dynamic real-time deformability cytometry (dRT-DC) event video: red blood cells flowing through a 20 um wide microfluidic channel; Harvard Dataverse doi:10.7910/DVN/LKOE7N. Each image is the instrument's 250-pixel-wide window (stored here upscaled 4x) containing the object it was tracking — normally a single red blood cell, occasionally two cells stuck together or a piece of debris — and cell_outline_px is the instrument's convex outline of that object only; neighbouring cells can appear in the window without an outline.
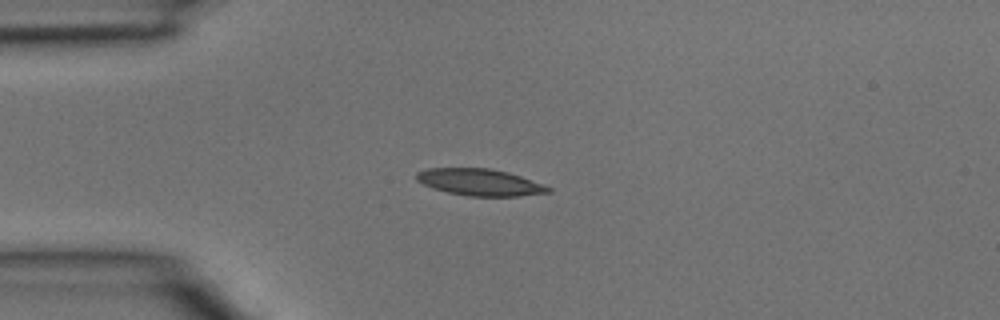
{"species": "common noctule bat (a hibernating species)", "species_latin": "Nyctalus noctula", "temperature_condition": "room temperature", "stored_images_in_passage": 3, "camera_frame_rate_fps": 3000, "um_per_image_px": 0.085, "animal": {"sex": "male", "body_mass_g": 15.6}, "frame": {"image": 1, "passage_image": 3, "time_ms": 0.667, "image_size_px": [1000, 320], "cell_outline_px": [[552, 192], [520, 196], [468, 196], [448, 192], [432, 188], [416, 180], [416, 172], [428, 168], [488, 168], [508, 172], [544, 184], [552, 188]], "centroid_in_image_um": [40.8, 15.49], "position_along_channel_um": 44.2, "area_um2": 20.58}}